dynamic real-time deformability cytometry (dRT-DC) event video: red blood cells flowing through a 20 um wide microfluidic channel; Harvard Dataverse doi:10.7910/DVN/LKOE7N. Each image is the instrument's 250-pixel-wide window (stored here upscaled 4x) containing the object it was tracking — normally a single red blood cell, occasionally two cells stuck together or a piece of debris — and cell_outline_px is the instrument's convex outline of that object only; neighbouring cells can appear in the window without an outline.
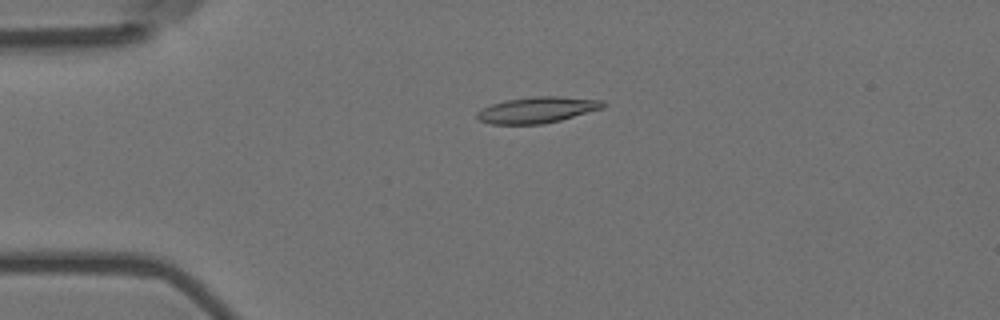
{"species": "Egyptian fruit bat (a non-hibernating species)", "species_latin": "Rousettus aegyptiacus", "temperature_condition": "room temperature", "stored_images_in_passage": 4, "camera_frame_rate_fps": 3000, "um_per_image_px": 0.085, "animal": {"sex": "female"}, "frame": {"image": 1, "passage_image": 4, "time_ms": 1.0, "image_size_px": [1000, 320], "cell_outline_px": [[604, 108], [560, 120], [540, 124], [488, 124], [480, 120], [476, 116], [476, 112], [492, 104], [504, 100], [536, 96], [556, 96], [604, 100]], "centroid_in_image_um": [45.66, 9.34], "position_along_channel_um": 39.3, "area_um2": 19.07}}